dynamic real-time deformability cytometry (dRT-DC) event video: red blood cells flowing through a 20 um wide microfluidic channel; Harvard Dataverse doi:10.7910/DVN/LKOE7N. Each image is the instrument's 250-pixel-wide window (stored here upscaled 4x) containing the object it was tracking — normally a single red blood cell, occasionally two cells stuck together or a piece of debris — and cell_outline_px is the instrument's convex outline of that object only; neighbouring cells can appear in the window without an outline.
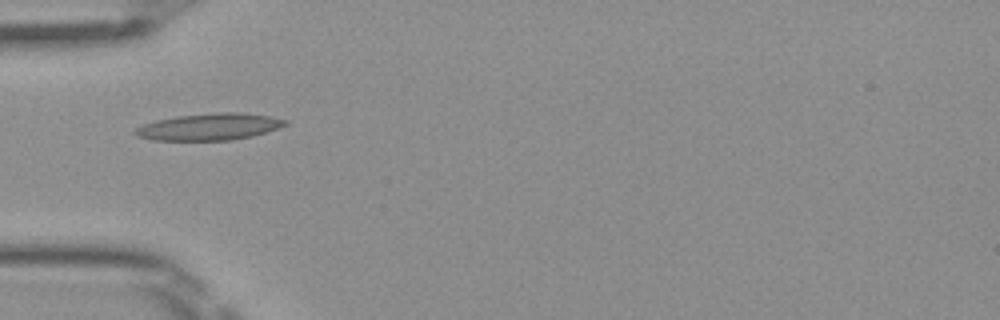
{"species": "Egyptian fruit bat (a non-hibernating species)", "species_latin": "Rousettus aegyptiacus", "temperature_condition": "room temperature", "stored_images_in_passage": 35, "camera_frame_rate_fps": 3000, "um_per_image_px": 0.085, "frame": {"image": 1, "passage_image": 1, "time_ms": 0.0, "image_size_px": [1000, 320], "cell_outline_px": [[288, 124], [252, 136], [232, 140], [152, 140], [136, 136], [132, 132], [136, 128], [144, 124], [156, 120], [176, 116], [216, 112], [240, 112], [268, 116], [288, 120]], "centroid_in_image_um": [17.75, 10.77], "position_along_channel_um": 67.2, "area_um2": 23.35}}
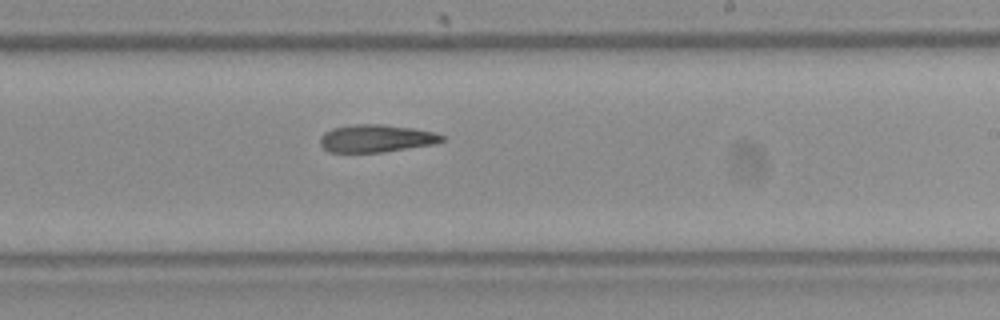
{"frame": {"image": 2, "passage_image": 15, "time_ms": 4.667, "image_size_px": [1000, 320], "cell_outline_px": [[444, 140], [436, 144], [384, 152], [328, 152], [320, 144], [320, 136], [324, 132], [332, 128], [356, 124], [384, 124], [412, 128], [436, 132], [444, 136]], "centroid_in_image_um": [31.99, 11.76], "position_along_channel_um": 257.0, "area_um2": 19.77}}
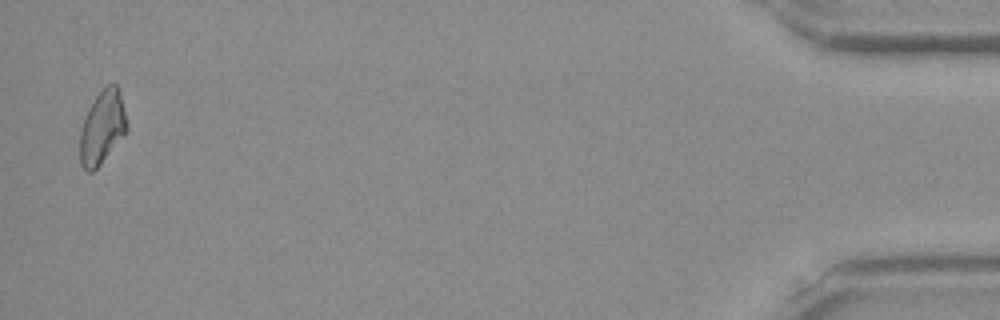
{"frame": {"image": 3, "passage_image": 34, "time_ms": 11.0, "image_size_px": [1000, 320], "cell_outline_px": [[128, 128], [100, 164], [92, 172], [88, 172], [80, 164], [80, 128], [84, 116], [88, 108], [96, 96], [108, 84], [116, 84], [120, 88], [128, 124]], "centroid_in_image_um": [8.68, 10.79], "position_along_channel_um": 426.5, "area_um2": 20.0}}